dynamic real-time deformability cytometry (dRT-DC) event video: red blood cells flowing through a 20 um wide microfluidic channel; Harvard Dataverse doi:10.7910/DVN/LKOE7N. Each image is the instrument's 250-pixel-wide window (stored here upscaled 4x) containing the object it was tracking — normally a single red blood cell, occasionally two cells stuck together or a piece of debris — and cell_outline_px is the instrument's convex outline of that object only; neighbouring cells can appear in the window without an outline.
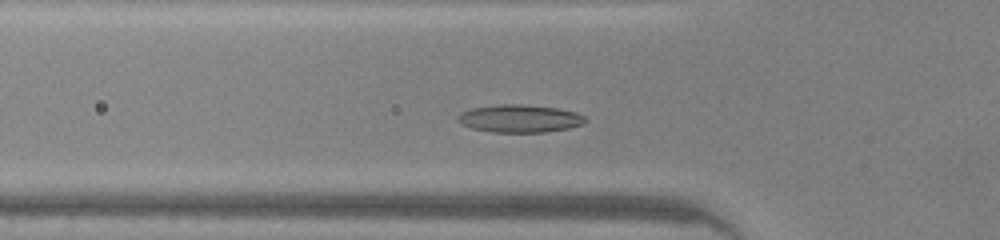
{"species": "common noctule bat (a hibernating species)", "species_latin": "Nyctalus noctula", "temperature_condition": "warm", "stored_images_in_passage": 41, "camera_frame_rate_fps": 3000, "um_per_image_px": 0.085, "animal": {"sex": "male", "body_mass_g": 20.0, "forearm_length_mm": 53.3}, "frame": {"image": 1, "passage_image": 9, "time_ms": 2.667, "image_size_px": [1000, 240], "cell_outline_px": [[588, 120], [584, 124], [568, 128], [544, 132], [492, 132], [472, 128], [460, 124], [456, 120], [456, 116], [460, 112], [472, 108], [496, 104], [520, 104], [556, 108], [576, 112], [584, 116]], "centroid_in_image_um": [44.14, 10.07], "position_along_channel_um": 81.7, "area_um2": 20.75}}
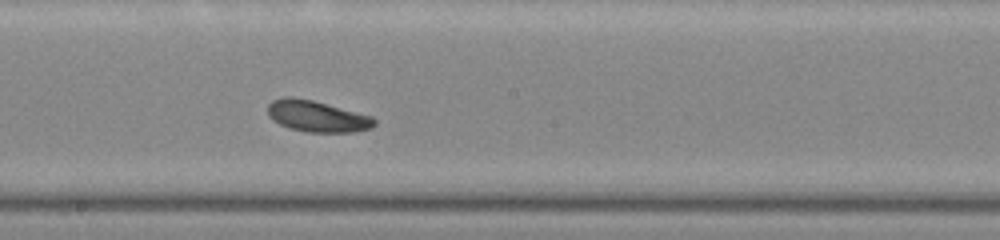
{"frame": {"image": 2, "passage_image": 19, "time_ms": 6.0, "image_size_px": [1000, 240], "cell_outline_px": [[376, 124], [372, 128], [352, 132], [308, 132], [288, 128], [272, 120], [268, 116], [268, 104], [272, 100], [284, 96], [292, 96], [312, 100], [372, 116], [376, 120]], "centroid_in_image_um": [26.92, 9.88], "position_along_channel_um": 221.3, "area_um2": 19.54}}
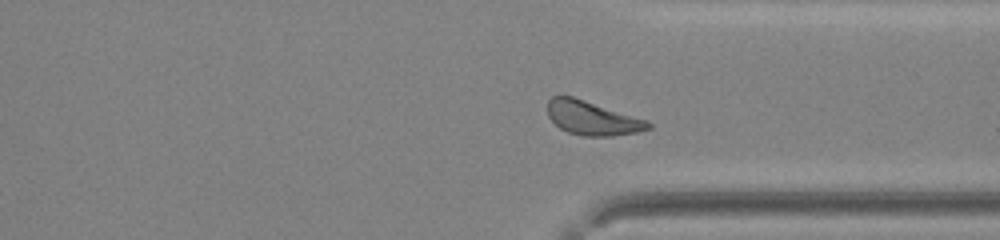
{"frame": {"image": 3, "passage_image": 29, "time_ms": 9.333, "image_size_px": [1000, 240], "cell_outline_px": [[652, 128], [636, 132], [612, 136], [584, 136], [568, 132], [560, 128], [548, 116], [548, 100], [552, 96], [572, 96], [648, 120], [652, 124]], "centroid_in_image_um": [50.36, 10.04], "position_along_channel_um": 361.0, "area_um2": 19.83}, "authors_computed_cell_mechanics": {"area_um2": 19.4208, "velocity_mm_per_s": 4.1851, "shape_relaxation_time_tau1_ms": 2.8322, "shape_relaxation_time_tau2_ms": 5.2945, "deformation_change_tau1": 0.0948, "deformation_change_tau2": 0.1317}}